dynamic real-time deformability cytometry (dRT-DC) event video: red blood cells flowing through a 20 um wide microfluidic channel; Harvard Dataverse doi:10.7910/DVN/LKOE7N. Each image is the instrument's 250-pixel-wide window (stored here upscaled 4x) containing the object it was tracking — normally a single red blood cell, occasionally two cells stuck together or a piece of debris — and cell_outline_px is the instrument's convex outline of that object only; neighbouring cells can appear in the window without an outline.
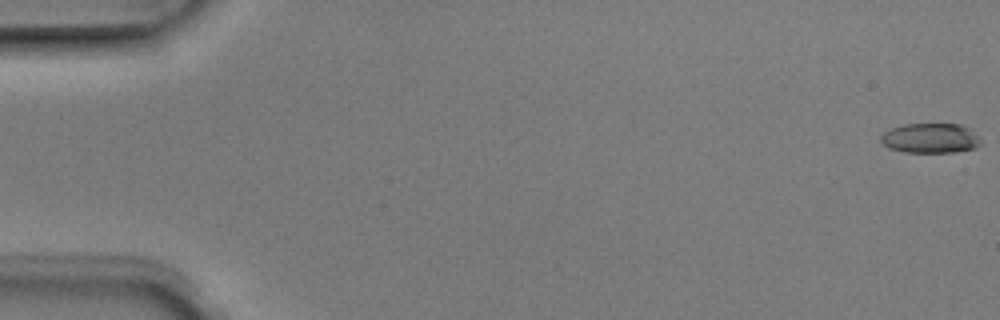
{"species": "Egyptian fruit bat (a non-hibernating species)", "species_latin": "Rousettus aegyptiacus", "temperature_condition": "room temperature", "stored_images_in_passage": 6, "camera_frame_rate_fps": 3000, "um_per_image_px": 0.085, "animal": {"sex": "male"}, "frame": {"image": 1, "passage_image": 1, "time_ms": 0.0, "image_size_px": [1000, 320], "cell_outline_px": [[980, 144], [976, 148], [956, 152], [904, 152], [888, 148], [880, 140], [880, 136], [884, 132], [892, 128], [904, 124], [960, 124], [972, 128], [980, 136]], "centroid_in_image_um": [79.13, 11.74], "position_along_channel_um": 5.9, "area_um2": 17.63}}
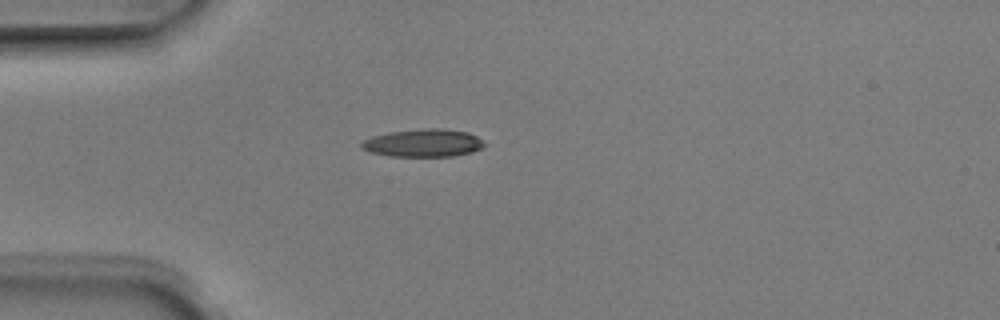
{"frame": {"image": 2, "passage_image": 4, "time_ms": 1.0, "image_size_px": [1000, 320], "cell_outline_px": [[488, 144], [472, 152], [452, 156], [388, 156], [372, 152], [360, 148], [360, 144], [364, 140], [372, 136], [388, 132], [428, 128], [440, 128], [468, 132], [476, 136]], "centroid_in_image_um": [35.98, 12.15], "position_along_channel_um": 49.0, "area_um2": 19.88}}
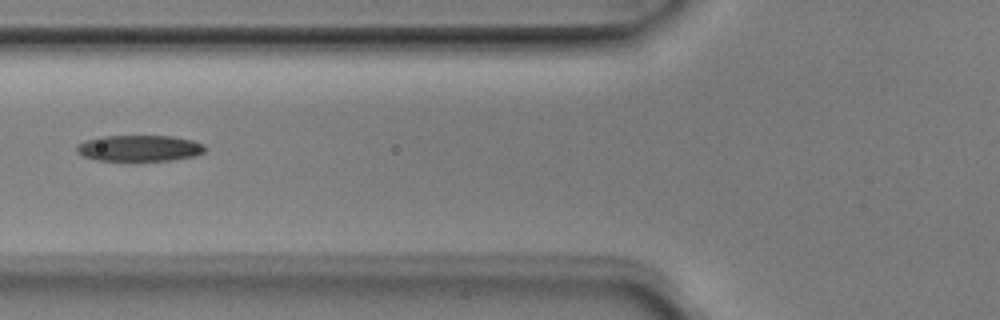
{"frame": {"image": 3, "passage_image": 6, "time_ms": 1.667, "image_size_px": [1000, 320], "cell_outline_px": [[208, 148], [204, 152], [192, 156], [172, 160], [96, 160], [84, 156], [76, 152], [76, 144], [88, 140], [104, 136], [172, 136], [192, 140], [204, 144]], "centroid_in_image_um": [11.86, 12.59], "position_along_channel_um": 113.9, "area_um2": 19.42}}